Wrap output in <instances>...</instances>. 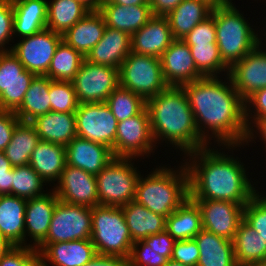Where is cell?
Instances as JSON below:
<instances>
[{
  "label": "cell",
  "instance_id": "obj_1",
  "mask_svg": "<svg viewBox=\"0 0 266 266\" xmlns=\"http://www.w3.org/2000/svg\"><path fill=\"white\" fill-rule=\"evenodd\" d=\"M181 87L188 98L198 132L209 145L245 143L248 132L245 103L229 75L203 77Z\"/></svg>",
  "mask_w": 266,
  "mask_h": 266
},
{
  "label": "cell",
  "instance_id": "obj_2",
  "mask_svg": "<svg viewBox=\"0 0 266 266\" xmlns=\"http://www.w3.org/2000/svg\"><path fill=\"white\" fill-rule=\"evenodd\" d=\"M212 146L182 156L189 175V197L192 200L230 201L245 207L258 192V187L252 184L256 182L251 180L245 164L233 155L235 150L244 148V144Z\"/></svg>",
  "mask_w": 266,
  "mask_h": 266
},
{
  "label": "cell",
  "instance_id": "obj_3",
  "mask_svg": "<svg viewBox=\"0 0 266 266\" xmlns=\"http://www.w3.org/2000/svg\"><path fill=\"white\" fill-rule=\"evenodd\" d=\"M155 144H168L182 155L209 144L200 136L188 98L182 87L169 86L146 100ZM161 141V142H160ZM165 141V142H164Z\"/></svg>",
  "mask_w": 266,
  "mask_h": 266
},
{
  "label": "cell",
  "instance_id": "obj_4",
  "mask_svg": "<svg viewBox=\"0 0 266 266\" xmlns=\"http://www.w3.org/2000/svg\"><path fill=\"white\" fill-rule=\"evenodd\" d=\"M180 164L172 168L169 164L162 166L161 163L160 166L152 168L153 171L149 174L140 175L134 200L167 218L189 198L188 171L183 162Z\"/></svg>",
  "mask_w": 266,
  "mask_h": 266
},
{
  "label": "cell",
  "instance_id": "obj_5",
  "mask_svg": "<svg viewBox=\"0 0 266 266\" xmlns=\"http://www.w3.org/2000/svg\"><path fill=\"white\" fill-rule=\"evenodd\" d=\"M233 2L212 10L220 57L230 68L259 44L258 26H253ZM254 27V28H253ZM257 31V32H256Z\"/></svg>",
  "mask_w": 266,
  "mask_h": 266
},
{
  "label": "cell",
  "instance_id": "obj_6",
  "mask_svg": "<svg viewBox=\"0 0 266 266\" xmlns=\"http://www.w3.org/2000/svg\"><path fill=\"white\" fill-rule=\"evenodd\" d=\"M91 241L98 255L128 258L133 245L121 207H92Z\"/></svg>",
  "mask_w": 266,
  "mask_h": 266
},
{
  "label": "cell",
  "instance_id": "obj_7",
  "mask_svg": "<svg viewBox=\"0 0 266 266\" xmlns=\"http://www.w3.org/2000/svg\"><path fill=\"white\" fill-rule=\"evenodd\" d=\"M136 160L115 157L96 175L98 205L122 207L135 199L141 175L137 165H134Z\"/></svg>",
  "mask_w": 266,
  "mask_h": 266
},
{
  "label": "cell",
  "instance_id": "obj_8",
  "mask_svg": "<svg viewBox=\"0 0 266 266\" xmlns=\"http://www.w3.org/2000/svg\"><path fill=\"white\" fill-rule=\"evenodd\" d=\"M119 84L145 101L169 87L163 76L160 58L134 52L119 67Z\"/></svg>",
  "mask_w": 266,
  "mask_h": 266
},
{
  "label": "cell",
  "instance_id": "obj_9",
  "mask_svg": "<svg viewBox=\"0 0 266 266\" xmlns=\"http://www.w3.org/2000/svg\"><path fill=\"white\" fill-rule=\"evenodd\" d=\"M156 149L146 107L136 116L118 122L114 143L115 157L149 159Z\"/></svg>",
  "mask_w": 266,
  "mask_h": 266
},
{
  "label": "cell",
  "instance_id": "obj_10",
  "mask_svg": "<svg viewBox=\"0 0 266 266\" xmlns=\"http://www.w3.org/2000/svg\"><path fill=\"white\" fill-rule=\"evenodd\" d=\"M92 234V208L58 201L50 228L42 243L69 242L90 239Z\"/></svg>",
  "mask_w": 266,
  "mask_h": 266
},
{
  "label": "cell",
  "instance_id": "obj_11",
  "mask_svg": "<svg viewBox=\"0 0 266 266\" xmlns=\"http://www.w3.org/2000/svg\"><path fill=\"white\" fill-rule=\"evenodd\" d=\"M77 136L112 149L116 138V117L105 102L79 104L76 112Z\"/></svg>",
  "mask_w": 266,
  "mask_h": 266
},
{
  "label": "cell",
  "instance_id": "obj_12",
  "mask_svg": "<svg viewBox=\"0 0 266 266\" xmlns=\"http://www.w3.org/2000/svg\"><path fill=\"white\" fill-rule=\"evenodd\" d=\"M71 82L79 104L106 102L109 95L120 85L119 69L84 59Z\"/></svg>",
  "mask_w": 266,
  "mask_h": 266
},
{
  "label": "cell",
  "instance_id": "obj_13",
  "mask_svg": "<svg viewBox=\"0 0 266 266\" xmlns=\"http://www.w3.org/2000/svg\"><path fill=\"white\" fill-rule=\"evenodd\" d=\"M62 35L49 29L13 42L11 52L18 58L26 70L36 76H46L51 60ZM15 43V44H14Z\"/></svg>",
  "mask_w": 266,
  "mask_h": 266
},
{
  "label": "cell",
  "instance_id": "obj_14",
  "mask_svg": "<svg viewBox=\"0 0 266 266\" xmlns=\"http://www.w3.org/2000/svg\"><path fill=\"white\" fill-rule=\"evenodd\" d=\"M36 75L11 51L0 52V109L15 112Z\"/></svg>",
  "mask_w": 266,
  "mask_h": 266
},
{
  "label": "cell",
  "instance_id": "obj_15",
  "mask_svg": "<svg viewBox=\"0 0 266 266\" xmlns=\"http://www.w3.org/2000/svg\"><path fill=\"white\" fill-rule=\"evenodd\" d=\"M201 213L204 230L233 241L235 233L243 220L244 206L218 200H193Z\"/></svg>",
  "mask_w": 266,
  "mask_h": 266
},
{
  "label": "cell",
  "instance_id": "obj_16",
  "mask_svg": "<svg viewBox=\"0 0 266 266\" xmlns=\"http://www.w3.org/2000/svg\"><path fill=\"white\" fill-rule=\"evenodd\" d=\"M52 187L60 201L91 208L98 205L96 176L83 169L66 164L59 181Z\"/></svg>",
  "mask_w": 266,
  "mask_h": 266
},
{
  "label": "cell",
  "instance_id": "obj_17",
  "mask_svg": "<svg viewBox=\"0 0 266 266\" xmlns=\"http://www.w3.org/2000/svg\"><path fill=\"white\" fill-rule=\"evenodd\" d=\"M228 75L244 101L254 92L266 88V48L258 44L229 68Z\"/></svg>",
  "mask_w": 266,
  "mask_h": 266
},
{
  "label": "cell",
  "instance_id": "obj_18",
  "mask_svg": "<svg viewBox=\"0 0 266 266\" xmlns=\"http://www.w3.org/2000/svg\"><path fill=\"white\" fill-rule=\"evenodd\" d=\"M36 250L39 266H84L97 255L91 239L41 243Z\"/></svg>",
  "mask_w": 266,
  "mask_h": 266
},
{
  "label": "cell",
  "instance_id": "obj_19",
  "mask_svg": "<svg viewBox=\"0 0 266 266\" xmlns=\"http://www.w3.org/2000/svg\"><path fill=\"white\" fill-rule=\"evenodd\" d=\"M164 79L169 86L181 87L203 78L197 71L190 47L175 39L160 57Z\"/></svg>",
  "mask_w": 266,
  "mask_h": 266
},
{
  "label": "cell",
  "instance_id": "obj_20",
  "mask_svg": "<svg viewBox=\"0 0 266 266\" xmlns=\"http://www.w3.org/2000/svg\"><path fill=\"white\" fill-rule=\"evenodd\" d=\"M59 199L52 189L40 197L28 199L25 207V246L37 248L46 238ZM30 238V243H27ZM32 243V244H31Z\"/></svg>",
  "mask_w": 266,
  "mask_h": 266
},
{
  "label": "cell",
  "instance_id": "obj_21",
  "mask_svg": "<svg viewBox=\"0 0 266 266\" xmlns=\"http://www.w3.org/2000/svg\"><path fill=\"white\" fill-rule=\"evenodd\" d=\"M165 16H152L131 36V52L160 58L174 41Z\"/></svg>",
  "mask_w": 266,
  "mask_h": 266
},
{
  "label": "cell",
  "instance_id": "obj_22",
  "mask_svg": "<svg viewBox=\"0 0 266 266\" xmlns=\"http://www.w3.org/2000/svg\"><path fill=\"white\" fill-rule=\"evenodd\" d=\"M65 148L67 165L95 176L115 158L111 148L78 136Z\"/></svg>",
  "mask_w": 266,
  "mask_h": 266
},
{
  "label": "cell",
  "instance_id": "obj_23",
  "mask_svg": "<svg viewBox=\"0 0 266 266\" xmlns=\"http://www.w3.org/2000/svg\"><path fill=\"white\" fill-rule=\"evenodd\" d=\"M131 53V36L124 31L105 28L102 39L90 50L85 59L94 64L119 69Z\"/></svg>",
  "mask_w": 266,
  "mask_h": 266
},
{
  "label": "cell",
  "instance_id": "obj_24",
  "mask_svg": "<svg viewBox=\"0 0 266 266\" xmlns=\"http://www.w3.org/2000/svg\"><path fill=\"white\" fill-rule=\"evenodd\" d=\"M99 12L107 27L127 32L132 36L153 16L150 5L123 6L104 0Z\"/></svg>",
  "mask_w": 266,
  "mask_h": 266
},
{
  "label": "cell",
  "instance_id": "obj_25",
  "mask_svg": "<svg viewBox=\"0 0 266 266\" xmlns=\"http://www.w3.org/2000/svg\"><path fill=\"white\" fill-rule=\"evenodd\" d=\"M40 140L67 146L75 137V113L50 111L31 121Z\"/></svg>",
  "mask_w": 266,
  "mask_h": 266
},
{
  "label": "cell",
  "instance_id": "obj_26",
  "mask_svg": "<svg viewBox=\"0 0 266 266\" xmlns=\"http://www.w3.org/2000/svg\"><path fill=\"white\" fill-rule=\"evenodd\" d=\"M29 165L48 183L55 185L66 165V148L63 145L40 140L32 151Z\"/></svg>",
  "mask_w": 266,
  "mask_h": 266
},
{
  "label": "cell",
  "instance_id": "obj_27",
  "mask_svg": "<svg viewBox=\"0 0 266 266\" xmlns=\"http://www.w3.org/2000/svg\"><path fill=\"white\" fill-rule=\"evenodd\" d=\"M14 38L29 37L46 29L47 0H12Z\"/></svg>",
  "mask_w": 266,
  "mask_h": 266
},
{
  "label": "cell",
  "instance_id": "obj_28",
  "mask_svg": "<svg viewBox=\"0 0 266 266\" xmlns=\"http://www.w3.org/2000/svg\"><path fill=\"white\" fill-rule=\"evenodd\" d=\"M106 24L99 11H90L66 33L63 40L84 57L102 39Z\"/></svg>",
  "mask_w": 266,
  "mask_h": 266
},
{
  "label": "cell",
  "instance_id": "obj_29",
  "mask_svg": "<svg viewBox=\"0 0 266 266\" xmlns=\"http://www.w3.org/2000/svg\"><path fill=\"white\" fill-rule=\"evenodd\" d=\"M26 203L15 195H0V235L14 246H25Z\"/></svg>",
  "mask_w": 266,
  "mask_h": 266
},
{
  "label": "cell",
  "instance_id": "obj_30",
  "mask_svg": "<svg viewBox=\"0 0 266 266\" xmlns=\"http://www.w3.org/2000/svg\"><path fill=\"white\" fill-rule=\"evenodd\" d=\"M199 248L197 266H238L233 241L202 229L193 238Z\"/></svg>",
  "mask_w": 266,
  "mask_h": 266
},
{
  "label": "cell",
  "instance_id": "obj_31",
  "mask_svg": "<svg viewBox=\"0 0 266 266\" xmlns=\"http://www.w3.org/2000/svg\"><path fill=\"white\" fill-rule=\"evenodd\" d=\"M133 242L165 230L166 218L156 214L135 200L121 207Z\"/></svg>",
  "mask_w": 266,
  "mask_h": 266
},
{
  "label": "cell",
  "instance_id": "obj_32",
  "mask_svg": "<svg viewBox=\"0 0 266 266\" xmlns=\"http://www.w3.org/2000/svg\"><path fill=\"white\" fill-rule=\"evenodd\" d=\"M212 10L201 0H183L165 16L174 39H183L198 23L207 19Z\"/></svg>",
  "mask_w": 266,
  "mask_h": 266
},
{
  "label": "cell",
  "instance_id": "obj_33",
  "mask_svg": "<svg viewBox=\"0 0 266 266\" xmlns=\"http://www.w3.org/2000/svg\"><path fill=\"white\" fill-rule=\"evenodd\" d=\"M202 229L199 207L190 197L166 218L165 230L175 240L193 239Z\"/></svg>",
  "mask_w": 266,
  "mask_h": 266
},
{
  "label": "cell",
  "instance_id": "obj_34",
  "mask_svg": "<svg viewBox=\"0 0 266 266\" xmlns=\"http://www.w3.org/2000/svg\"><path fill=\"white\" fill-rule=\"evenodd\" d=\"M233 249L238 266L260 264L266 260V241L244 220L235 233Z\"/></svg>",
  "mask_w": 266,
  "mask_h": 266
},
{
  "label": "cell",
  "instance_id": "obj_35",
  "mask_svg": "<svg viewBox=\"0 0 266 266\" xmlns=\"http://www.w3.org/2000/svg\"><path fill=\"white\" fill-rule=\"evenodd\" d=\"M50 84L51 79L46 76H35L33 78L20 107L15 111L20 121L31 122L37 116L51 111Z\"/></svg>",
  "mask_w": 266,
  "mask_h": 266
},
{
  "label": "cell",
  "instance_id": "obj_36",
  "mask_svg": "<svg viewBox=\"0 0 266 266\" xmlns=\"http://www.w3.org/2000/svg\"><path fill=\"white\" fill-rule=\"evenodd\" d=\"M46 28L63 35L90 11L78 0H48Z\"/></svg>",
  "mask_w": 266,
  "mask_h": 266
},
{
  "label": "cell",
  "instance_id": "obj_37",
  "mask_svg": "<svg viewBox=\"0 0 266 266\" xmlns=\"http://www.w3.org/2000/svg\"><path fill=\"white\" fill-rule=\"evenodd\" d=\"M40 141L34 125L31 122L20 121L12 134L11 141L4 153L13 167L29 164L32 151Z\"/></svg>",
  "mask_w": 266,
  "mask_h": 266
},
{
  "label": "cell",
  "instance_id": "obj_38",
  "mask_svg": "<svg viewBox=\"0 0 266 266\" xmlns=\"http://www.w3.org/2000/svg\"><path fill=\"white\" fill-rule=\"evenodd\" d=\"M85 57L62 40L51 60L46 77L55 81H72Z\"/></svg>",
  "mask_w": 266,
  "mask_h": 266
},
{
  "label": "cell",
  "instance_id": "obj_39",
  "mask_svg": "<svg viewBox=\"0 0 266 266\" xmlns=\"http://www.w3.org/2000/svg\"><path fill=\"white\" fill-rule=\"evenodd\" d=\"M187 45L190 47L197 71L203 77L229 74V67L221 59L217 43Z\"/></svg>",
  "mask_w": 266,
  "mask_h": 266
},
{
  "label": "cell",
  "instance_id": "obj_40",
  "mask_svg": "<svg viewBox=\"0 0 266 266\" xmlns=\"http://www.w3.org/2000/svg\"><path fill=\"white\" fill-rule=\"evenodd\" d=\"M44 185H47L46 182L29 164L13 167L11 195L26 200L40 197L48 192L44 190Z\"/></svg>",
  "mask_w": 266,
  "mask_h": 266
},
{
  "label": "cell",
  "instance_id": "obj_41",
  "mask_svg": "<svg viewBox=\"0 0 266 266\" xmlns=\"http://www.w3.org/2000/svg\"><path fill=\"white\" fill-rule=\"evenodd\" d=\"M105 103L118 122L136 116L146 107V101L140 95L120 85L109 95Z\"/></svg>",
  "mask_w": 266,
  "mask_h": 266
},
{
  "label": "cell",
  "instance_id": "obj_42",
  "mask_svg": "<svg viewBox=\"0 0 266 266\" xmlns=\"http://www.w3.org/2000/svg\"><path fill=\"white\" fill-rule=\"evenodd\" d=\"M49 97L51 111L75 113L79 106L75 89L70 81H55L51 79Z\"/></svg>",
  "mask_w": 266,
  "mask_h": 266
},
{
  "label": "cell",
  "instance_id": "obj_43",
  "mask_svg": "<svg viewBox=\"0 0 266 266\" xmlns=\"http://www.w3.org/2000/svg\"><path fill=\"white\" fill-rule=\"evenodd\" d=\"M262 193L258 191L244 207L243 220L266 241V193Z\"/></svg>",
  "mask_w": 266,
  "mask_h": 266
},
{
  "label": "cell",
  "instance_id": "obj_44",
  "mask_svg": "<svg viewBox=\"0 0 266 266\" xmlns=\"http://www.w3.org/2000/svg\"><path fill=\"white\" fill-rule=\"evenodd\" d=\"M168 259L150 248L143 240L136 241L128 257L129 266H165Z\"/></svg>",
  "mask_w": 266,
  "mask_h": 266
},
{
  "label": "cell",
  "instance_id": "obj_45",
  "mask_svg": "<svg viewBox=\"0 0 266 266\" xmlns=\"http://www.w3.org/2000/svg\"><path fill=\"white\" fill-rule=\"evenodd\" d=\"M13 19L12 0H0V52L12 49L11 43L14 42ZM9 43L10 46H8Z\"/></svg>",
  "mask_w": 266,
  "mask_h": 266
},
{
  "label": "cell",
  "instance_id": "obj_46",
  "mask_svg": "<svg viewBox=\"0 0 266 266\" xmlns=\"http://www.w3.org/2000/svg\"><path fill=\"white\" fill-rule=\"evenodd\" d=\"M0 266H39V253L33 247L15 246L3 257Z\"/></svg>",
  "mask_w": 266,
  "mask_h": 266
},
{
  "label": "cell",
  "instance_id": "obj_47",
  "mask_svg": "<svg viewBox=\"0 0 266 266\" xmlns=\"http://www.w3.org/2000/svg\"><path fill=\"white\" fill-rule=\"evenodd\" d=\"M186 44L216 43V28L214 18L210 15L198 23L183 39Z\"/></svg>",
  "mask_w": 266,
  "mask_h": 266
},
{
  "label": "cell",
  "instance_id": "obj_48",
  "mask_svg": "<svg viewBox=\"0 0 266 266\" xmlns=\"http://www.w3.org/2000/svg\"><path fill=\"white\" fill-rule=\"evenodd\" d=\"M199 248L194 239L176 240L171 259L188 266H197Z\"/></svg>",
  "mask_w": 266,
  "mask_h": 266
},
{
  "label": "cell",
  "instance_id": "obj_49",
  "mask_svg": "<svg viewBox=\"0 0 266 266\" xmlns=\"http://www.w3.org/2000/svg\"><path fill=\"white\" fill-rule=\"evenodd\" d=\"M244 103L245 121L249 127L256 119L266 116V88L254 92Z\"/></svg>",
  "mask_w": 266,
  "mask_h": 266
},
{
  "label": "cell",
  "instance_id": "obj_50",
  "mask_svg": "<svg viewBox=\"0 0 266 266\" xmlns=\"http://www.w3.org/2000/svg\"><path fill=\"white\" fill-rule=\"evenodd\" d=\"M143 241L160 255L166 257L168 260L171 259L176 240L166 230L150 235Z\"/></svg>",
  "mask_w": 266,
  "mask_h": 266
},
{
  "label": "cell",
  "instance_id": "obj_51",
  "mask_svg": "<svg viewBox=\"0 0 266 266\" xmlns=\"http://www.w3.org/2000/svg\"><path fill=\"white\" fill-rule=\"evenodd\" d=\"M20 119L15 112L0 110V151H4Z\"/></svg>",
  "mask_w": 266,
  "mask_h": 266
},
{
  "label": "cell",
  "instance_id": "obj_52",
  "mask_svg": "<svg viewBox=\"0 0 266 266\" xmlns=\"http://www.w3.org/2000/svg\"><path fill=\"white\" fill-rule=\"evenodd\" d=\"M261 139L260 141L263 142V147L265 148L266 152V116L256 119L249 127L247 132L246 141L244 146H248L252 143H256L258 138ZM256 139V141L254 140ZM251 142V143H250ZM249 143V144H248ZM265 146V147H264Z\"/></svg>",
  "mask_w": 266,
  "mask_h": 266
},
{
  "label": "cell",
  "instance_id": "obj_53",
  "mask_svg": "<svg viewBox=\"0 0 266 266\" xmlns=\"http://www.w3.org/2000/svg\"><path fill=\"white\" fill-rule=\"evenodd\" d=\"M84 266H129V263L125 257L97 254Z\"/></svg>",
  "mask_w": 266,
  "mask_h": 266
},
{
  "label": "cell",
  "instance_id": "obj_54",
  "mask_svg": "<svg viewBox=\"0 0 266 266\" xmlns=\"http://www.w3.org/2000/svg\"><path fill=\"white\" fill-rule=\"evenodd\" d=\"M183 0H152L150 7L154 16H166Z\"/></svg>",
  "mask_w": 266,
  "mask_h": 266
},
{
  "label": "cell",
  "instance_id": "obj_55",
  "mask_svg": "<svg viewBox=\"0 0 266 266\" xmlns=\"http://www.w3.org/2000/svg\"><path fill=\"white\" fill-rule=\"evenodd\" d=\"M12 177H13V168L10 170V175L0 176V195L11 194Z\"/></svg>",
  "mask_w": 266,
  "mask_h": 266
},
{
  "label": "cell",
  "instance_id": "obj_56",
  "mask_svg": "<svg viewBox=\"0 0 266 266\" xmlns=\"http://www.w3.org/2000/svg\"><path fill=\"white\" fill-rule=\"evenodd\" d=\"M13 168L10 161L6 158L4 151H0V176L10 175V170Z\"/></svg>",
  "mask_w": 266,
  "mask_h": 266
},
{
  "label": "cell",
  "instance_id": "obj_57",
  "mask_svg": "<svg viewBox=\"0 0 266 266\" xmlns=\"http://www.w3.org/2000/svg\"><path fill=\"white\" fill-rule=\"evenodd\" d=\"M14 247L8 239L0 235V261Z\"/></svg>",
  "mask_w": 266,
  "mask_h": 266
},
{
  "label": "cell",
  "instance_id": "obj_58",
  "mask_svg": "<svg viewBox=\"0 0 266 266\" xmlns=\"http://www.w3.org/2000/svg\"><path fill=\"white\" fill-rule=\"evenodd\" d=\"M80 1L85 8L89 11H99L104 0H78Z\"/></svg>",
  "mask_w": 266,
  "mask_h": 266
},
{
  "label": "cell",
  "instance_id": "obj_59",
  "mask_svg": "<svg viewBox=\"0 0 266 266\" xmlns=\"http://www.w3.org/2000/svg\"><path fill=\"white\" fill-rule=\"evenodd\" d=\"M110 3L121 4L123 6L150 5L148 0H108Z\"/></svg>",
  "mask_w": 266,
  "mask_h": 266
},
{
  "label": "cell",
  "instance_id": "obj_60",
  "mask_svg": "<svg viewBox=\"0 0 266 266\" xmlns=\"http://www.w3.org/2000/svg\"><path fill=\"white\" fill-rule=\"evenodd\" d=\"M201 1L207 3L210 7L214 9V8L226 6L232 3L233 0H201Z\"/></svg>",
  "mask_w": 266,
  "mask_h": 266
},
{
  "label": "cell",
  "instance_id": "obj_61",
  "mask_svg": "<svg viewBox=\"0 0 266 266\" xmlns=\"http://www.w3.org/2000/svg\"><path fill=\"white\" fill-rule=\"evenodd\" d=\"M265 20H266V18H264ZM262 23H265V25L263 26L264 28L262 29L263 31H264V33H263V31L261 30L260 31V29H259V32L261 33H259V44L263 47V48H266V22L264 21H262ZM261 36H264V37H261ZM263 38H265V39H263ZM264 40V41H263ZM263 41V42H262ZM265 42V43H264ZM265 46V47H264Z\"/></svg>",
  "mask_w": 266,
  "mask_h": 266
},
{
  "label": "cell",
  "instance_id": "obj_62",
  "mask_svg": "<svg viewBox=\"0 0 266 266\" xmlns=\"http://www.w3.org/2000/svg\"><path fill=\"white\" fill-rule=\"evenodd\" d=\"M165 266H188V265H184V264H182L180 262H177V261H174L172 259H169Z\"/></svg>",
  "mask_w": 266,
  "mask_h": 266
},
{
  "label": "cell",
  "instance_id": "obj_63",
  "mask_svg": "<svg viewBox=\"0 0 266 266\" xmlns=\"http://www.w3.org/2000/svg\"><path fill=\"white\" fill-rule=\"evenodd\" d=\"M244 266H261L260 264H248V265H244Z\"/></svg>",
  "mask_w": 266,
  "mask_h": 266
},
{
  "label": "cell",
  "instance_id": "obj_64",
  "mask_svg": "<svg viewBox=\"0 0 266 266\" xmlns=\"http://www.w3.org/2000/svg\"><path fill=\"white\" fill-rule=\"evenodd\" d=\"M261 266H266V260H264L262 263H260Z\"/></svg>",
  "mask_w": 266,
  "mask_h": 266
}]
</instances>
